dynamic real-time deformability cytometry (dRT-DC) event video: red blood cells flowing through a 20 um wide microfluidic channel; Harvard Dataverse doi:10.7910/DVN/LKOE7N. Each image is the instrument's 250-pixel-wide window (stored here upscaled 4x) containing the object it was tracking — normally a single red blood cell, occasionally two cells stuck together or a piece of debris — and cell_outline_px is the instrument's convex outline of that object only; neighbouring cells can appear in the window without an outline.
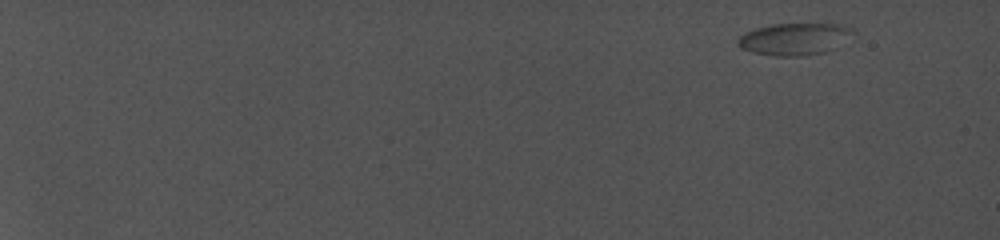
{"species": "common noctule bat (a hibernating species)", "species_latin": "Nyctalus noctula", "temperature_condition": "cold", "stored_images_in_passage": 5, "camera_frame_rate_fps": 5000, "um_per_image_px": 0.085, "animal": {"sex": "female", "body_mass_g": 19.0, "forearm_length_mm": 56.7}, "frame": {"image": 1, "passage_image": 1, "time_ms": 0.0, "image_size_px": [1000, 240], "cell_outline_px": [[820, 52], [788, 56], [784, 56], [756, 52], [744, 48], [740, 44], [740, 40], [744, 36], [760, 28], [780, 24], [816, 24]], "centroid_in_image_um": [66.59, 3.39], "position_along_channel_um": 18.4, "area_um2": 14.8}}